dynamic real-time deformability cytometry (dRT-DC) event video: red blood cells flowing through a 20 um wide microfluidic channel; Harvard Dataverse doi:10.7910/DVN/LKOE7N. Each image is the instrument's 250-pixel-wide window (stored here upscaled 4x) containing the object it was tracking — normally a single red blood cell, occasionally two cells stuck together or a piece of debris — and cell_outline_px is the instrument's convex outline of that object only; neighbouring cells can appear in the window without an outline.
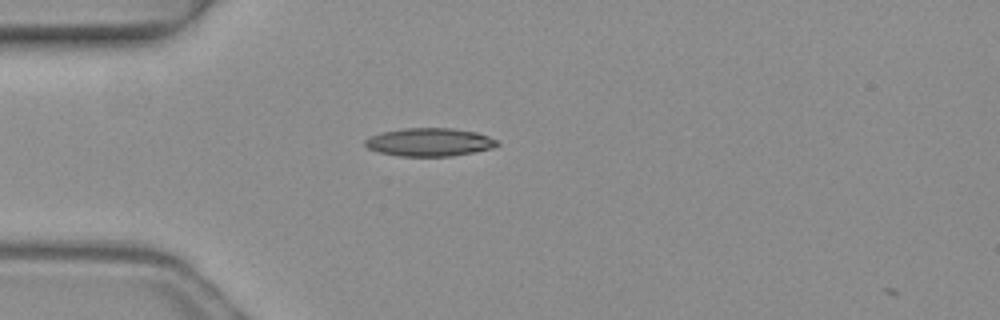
{"species": "common noctule bat (a hibernating species)", "species_latin": "Nyctalus noctula", "temperature_condition": "warm", "stored_images_in_passage": 4, "camera_frame_rate_fps": 3000, "um_per_image_px": 0.085, "animal": {"sex": "female", "body_mass_g": 19.3, "forearm_length_mm": 54.1}, "frame": {"image": 1, "passage_image": 3, "time_ms": 0.667, "image_size_px": [1000, 320], "cell_outline_px": [[500, 144], [492, 148], [452, 156], [400, 156], [380, 152], [368, 148], [364, 144], [364, 140], [368, 136], [380, 132], [404, 128], [452, 128], [476, 132], [488, 136], [496, 140]], "centroid_in_image_um": [36.47, 12.07], "position_along_channel_um": 48.5, "area_um2": 21.68}}